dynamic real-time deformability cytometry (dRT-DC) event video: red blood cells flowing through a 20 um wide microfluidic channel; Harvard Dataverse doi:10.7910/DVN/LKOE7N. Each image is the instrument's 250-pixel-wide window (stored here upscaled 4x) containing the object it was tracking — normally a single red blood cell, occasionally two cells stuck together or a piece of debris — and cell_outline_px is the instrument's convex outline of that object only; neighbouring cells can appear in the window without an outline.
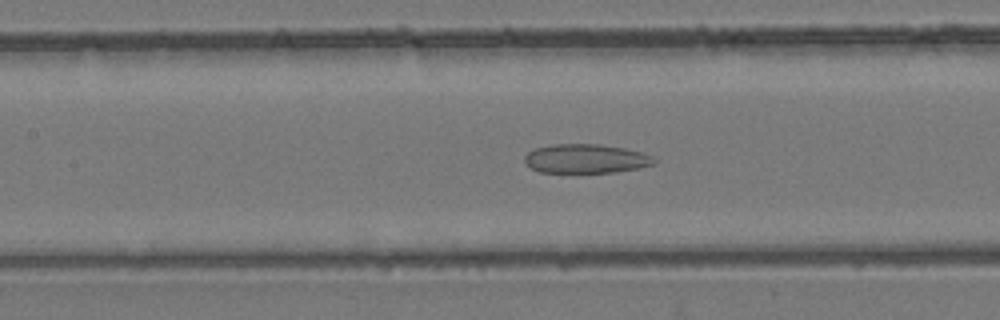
{"species": "common noctule bat (a hibernating species)", "species_latin": "Nyctalus noctula", "temperature_condition": "room temperature", "stored_images_in_passage": 38, "camera_frame_rate_fps": 3000, "um_per_image_px": 0.085, "animal": {"sex": "female", "body_mass_g": 24.6, "forearm_length_mm": 56.2}, "frame": {"image": 1, "passage_image": 14, "time_ms": 4.333, "image_size_px": [1000, 320], "cell_outline_px": [[656, 164], [640, 168], [616, 172], [540, 172], [532, 168], [524, 160], [524, 156], [528, 152], [536, 148], [552, 144], [600, 144], [624, 148], [640, 152], [652, 156], [656, 160]], "centroid_in_image_um": [49.83, 13.48], "position_along_channel_um": 157.6, "area_um2": 21.91}}
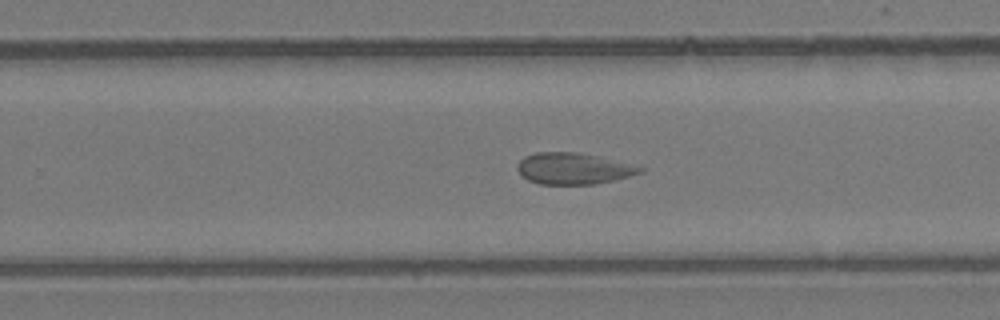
{"frame": {"image": 2, "passage_image": 22, "time_ms": 7.0, "image_size_px": [1000, 320], "cell_outline_px": [[644, 172], [596, 184], [540, 184], [528, 180], [520, 176], [516, 168], [516, 164], [524, 156], [536, 152], [580, 152], [600, 156], [644, 168]], "centroid_in_image_um": [48.68, 14.32], "position_along_channel_um": 281.1, "area_um2": 22.54}}
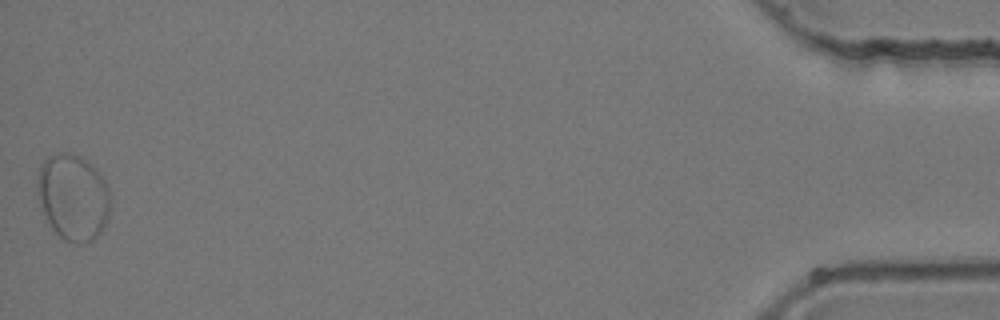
{"frame": {"image": 3, "passage_image": 38, "time_ms": 12.333, "image_size_px": [1000, 320], "cell_outline_px": [[108, 216], [100, 232], [92, 240], [84, 244], [76, 244], [64, 240], [52, 228], [40, 204], [36, 188], [40, 164], [48, 156], [60, 152], [68, 152], [80, 156], [88, 160], [96, 168], [104, 180], [108, 188]], "centroid_in_image_um": [6.19, 16.73], "position_along_channel_um": 429.0, "area_um2": 36.53}}